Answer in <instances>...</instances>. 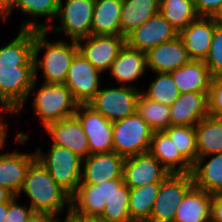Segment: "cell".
I'll list each match as a JSON object with an SVG mask.
<instances>
[{"instance_id": "cell-14", "label": "cell", "mask_w": 222, "mask_h": 222, "mask_svg": "<svg viewBox=\"0 0 222 222\" xmlns=\"http://www.w3.org/2000/svg\"><path fill=\"white\" fill-rule=\"evenodd\" d=\"M169 174L149 152L126 157L124 161L123 179L129 188L161 183Z\"/></svg>"}, {"instance_id": "cell-7", "label": "cell", "mask_w": 222, "mask_h": 222, "mask_svg": "<svg viewBox=\"0 0 222 222\" xmlns=\"http://www.w3.org/2000/svg\"><path fill=\"white\" fill-rule=\"evenodd\" d=\"M62 3L63 0H59L60 26L51 25L48 30L63 31L73 41L90 36L95 0H65Z\"/></svg>"}, {"instance_id": "cell-29", "label": "cell", "mask_w": 222, "mask_h": 222, "mask_svg": "<svg viewBox=\"0 0 222 222\" xmlns=\"http://www.w3.org/2000/svg\"><path fill=\"white\" fill-rule=\"evenodd\" d=\"M19 9L25 15H29L34 20H26L20 25V29L27 30H46L50 27L51 23L57 18L59 10V0H15L14 9ZM47 17L43 23L37 22L38 17Z\"/></svg>"}, {"instance_id": "cell-46", "label": "cell", "mask_w": 222, "mask_h": 222, "mask_svg": "<svg viewBox=\"0 0 222 222\" xmlns=\"http://www.w3.org/2000/svg\"><path fill=\"white\" fill-rule=\"evenodd\" d=\"M26 222H57V217L46 213L34 212Z\"/></svg>"}, {"instance_id": "cell-48", "label": "cell", "mask_w": 222, "mask_h": 222, "mask_svg": "<svg viewBox=\"0 0 222 222\" xmlns=\"http://www.w3.org/2000/svg\"><path fill=\"white\" fill-rule=\"evenodd\" d=\"M13 196L10 191L0 186V203L8 202Z\"/></svg>"}, {"instance_id": "cell-45", "label": "cell", "mask_w": 222, "mask_h": 222, "mask_svg": "<svg viewBox=\"0 0 222 222\" xmlns=\"http://www.w3.org/2000/svg\"><path fill=\"white\" fill-rule=\"evenodd\" d=\"M15 0H0V16L3 19L2 22H6L12 11L14 10Z\"/></svg>"}, {"instance_id": "cell-16", "label": "cell", "mask_w": 222, "mask_h": 222, "mask_svg": "<svg viewBox=\"0 0 222 222\" xmlns=\"http://www.w3.org/2000/svg\"><path fill=\"white\" fill-rule=\"evenodd\" d=\"M45 130L52 137V144L70 149L82 160L90 155L86 133L75 115L50 123Z\"/></svg>"}, {"instance_id": "cell-28", "label": "cell", "mask_w": 222, "mask_h": 222, "mask_svg": "<svg viewBox=\"0 0 222 222\" xmlns=\"http://www.w3.org/2000/svg\"><path fill=\"white\" fill-rule=\"evenodd\" d=\"M160 12V0H122L120 29L127 36L152 16Z\"/></svg>"}, {"instance_id": "cell-34", "label": "cell", "mask_w": 222, "mask_h": 222, "mask_svg": "<svg viewBox=\"0 0 222 222\" xmlns=\"http://www.w3.org/2000/svg\"><path fill=\"white\" fill-rule=\"evenodd\" d=\"M136 112L153 131H164L171 125L170 106L157 103L142 92L137 99Z\"/></svg>"}, {"instance_id": "cell-27", "label": "cell", "mask_w": 222, "mask_h": 222, "mask_svg": "<svg viewBox=\"0 0 222 222\" xmlns=\"http://www.w3.org/2000/svg\"><path fill=\"white\" fill-rule=\"evenodd\" d=\"M122 0H95L91 35H121Z\"/></svg>"}, {"instance_id": "cell-49", "label": "cell", "mask_w": 222, "mask_h": 222, "mask_svg": "<svg viewBox=\"0 0 222 222\" xmlns=\"http://www.w3.org/2000/svg\"><path fill=\"white\" fill-rule=\"evenodd\" d=\"M8 212V202L0 203V222H3Z\"/></svg>"}, {"instance_id": "cell-8", "label": "cell", "mask_w": 222, "mask_h": 222, "mask_svg": "<svg viewBox=\"0 0 222 222\" xmlns=\"http://www.w3.org/2000/svg\"><path fill=\"white\" fill-rule=\"evenodd\" d=\"M194 186L191 173L169 174L160 185L148 222H174L177 206Z\"/></svg>"}, {"instance_id": "cell-19", "label": "cell", "mask_w": 222, "mask_h": 222, "mask_svg": "<svg viewBox=\"0 0 222 222\" xmlns=\"http://www.w3.org/2000/svg\"><path fill=\"white\" fill-rule=\"evenodd\" d=\"M35 160V152L27 154L14 149L12 153L0 154V186L19 197L27 171Z\"/></svg>"}, {"instance_id": "cell-5", "label": "cell", "mask_w": 222, "mask_h": 222, "mask_svg": "<svg viewBox=\"0 0 222 222\" xmlns=\"http://www.w3.org/2000/svg\"><path fill=\"white\" fill-rule=\"evenodd\" d=\"M153 132L137 112L113 122V151L125 158L149 152Z\"/></svg>"}, {"instance_id": "cell-4", "label": "cell", "mask_w": 222, "mask_h": 222, "mask_svg": "<svg viewBox=\"0 0 222 222\" xmlns=\"http://www.w3.org/2000/svg\"><path fill=\"white\" fill-rule=\"evenodd\" d=\"M36 159L48 170L55 182L72 196L80 184L82 159L68 148L52 144L48 153L39 147Z\"/></svg>"}, {"instance_id": "cell-13", "label": "cell", "mask_w": 222, "mask_h": 222, "mask_svg": "<svg viewBox=\"0 0 222 222\" xmlns=\"http://www.w3.org/2000/svg\"><path fill=\"white\" fill-rule=\"evenodd\" d=\"M179 32L159 12L126 36V43L139 51L147 53L161 43L171 41Z\"/></svg>"}, {"instance_id": "cell-12", "label": "cell", "mask_w": 222, "mask_h": 222, "mask_svg": "<svg viewBox=\"0 0 222 222\" xmlns=\"http://www.w3.org/2000/svg\"><path fill=\"white\" fill-rule=\"evenodd\" d=\"M74 115L86 133L90 154L113 151V123L89 104H79Z\"/></svg>"}, {"instance_id": "cell-30", "label": "cell", "mask_w": 222, "mask_h": 222, "mask_svg": "<svg viewBox=\"0 0 222 222\" xmlns=\"http://www.w3.org/2000/svg\"><path fill=\"white\" fill-rule=\"evenodd\" d=\"M102 183H80L71 196V211L85 217H99L104 208Z\"/></svg>"}, {"instance_id": "cell-2", "label": "cell", "mask_w": 222, "mask_h": 222, "mask_svg": "<svg viewBox=\"0 0 222 222\" xmlns=\"http://www.w3.org/2000/svg\"><path fill=\"white\" fill-rule=\"evenodd\" d=\"M46 30H34L33 61L35 76L38 70L43 71L45 83H64L71 62L78 53L76 41H48ZM45 50L40 59L39 54Z\"/></svg>"}, {"instance_id": "cell-24", "label": "cell", "mask_w": 222, "mask_h": 222, "mask_svg": "<svg viewBox=\"0 0 222 222\" xmlns=\"http://www.w3.org/2000/svg\"><path fill=\"white\" fill-rule=\"evenodd\" d=\"M212 194L193 186L177 206L174 222H210Z\"/></svg>"}, {"instance_id": "cell-17", "label": "cell", "mask_w": 222, "mask_h": 222, "mask_svg": "<svg viewBox=\"0 0 222 222\" xmlns=\"http://www.w3.org/2000/svg\"><path fill=\"white\" fill-rule=\"evenodd\" d=\"M209 92L180 93L170 106L171 125L195 126L208 116Z\"/></svg>"}, {"instance_id": "cell-26", "label": "cell", "mask_w": 222, "mask_h": 222, "mask_svg": "<svg viewBox=\"0 0 222 222\" xmlns=\"http://www.w3.org/2000/svg\"><path fill=\"white\" fill-rule=\"evenodd\" d=\"M34 30L19 29L17 36L0 47V65L34 66Z\"/></svg>"}, {"instance_id": "cell-36", "label": "cell", "mask_w": 222, "mask_h": 222, "mask_svg": "<svg viewBox=\"0 0 222 222\" xmlns=\"http://www.w3.org/2000/svg\"><path fill=\"white\" fill-rule=\"evenodd\" d=\"M164 132L171 138L182 156L193 165L198 158L195 127L170 125Z\"/></svg>"}, {"instance_id": "cell-18", "label": "cell", "mask_w": 222, "mask_h": 222, "mask_svg": "<svg viewBox=\"0 0 222 222\" xmlns=\"http://www.w3.org/2000/svg\"><path fill=\"white\" fill-rule=\"evenodd\" d=\"M147 68L156 72H170L189 63V57L183 41L179 36L161 43L146 53Z\"/></svg>"}, {"instance_id": "cell-41", "label": "cell", "mask_w": 222, "mask_h": 222, "mask_svg": "<svg viewBox=\"0 0 222 222\" xmlns=\"http://www.w3.org/2000/svg\"><path fill=\"white\" fill-rule=\"evenodd\" d=\"M193 1L196 12L199 17H212L222 3V0H193Z\"/></svg>"}, {"instance_id": "cell-47", "label": "cell", "mask_w": 222, "mask_h": 222, "mask_svg": "<svg viewBox=\"0 0 222 222\" xmlns=\"http://www.w3.org/2000/svg\"><path fill=\"white\" fill-rule=\"evenodd\" d=\"M67 215L74 221V222H100L98 217H85L79 214L73 213L71 210Z\"/></svg>"}, {"instance_id": "cell-15", "label": "cell", "mask_w": 222, "mask_h": 222, "mask_svg": "<svg viewBox=\"0 0 222 222\" xmlns=\"http://www.w3.org/2000/svg\"><path fill=\"white\" fill-rule=\"evenodd\" d=\"M125 157L114 151L90 154L82 160L80 183L101 184L123 178Z\"/></svg>"}, {"instance_id": "cell-38", "label": "cell", "mask_w": 222, "mask_h": 222, "mask_svg": "<svg viewBox=\"0 0 222 222\" xmlns=\"http://www.w3.org/2000/svg\"><path fill=\"white\" fill-rule=\"evenodd\" d=\"M211 75L222 76V25H216L212 36L211 45L204 59Z\"/></svg>"}, {"instance_id": "cell-23", "label": "cell", "mask_w": 222, "mask_h": 222, "mask_svg": "<svg viewBox=\"0 0 222 222\" xmlns=\"http://www.w3.org/2000/svg\"><path fill=\"white\" fill-rule=\"evenodd\" d=\"M180 93L209 92L213 76L204 60H191L169 72Z\"/></svg>"}, {"instance_id": "cell-22", "label": "cell", "mask_w": 222, "mask_h": 222, "mask_svg": "<svg viewBox=\"0 0 222 222\" xmlns=\"http://www.w3.org/2000/svg\"><path fill=\"white\" fill-rule=\"evenodd\" d=\"M147 70L146 53L130 47H122L110 68V75L122 86L138 80Z\"/></svg>"}, {"instance_id": "cell-35", "label": "cell", "mask_w": 222, "mask_h": 222, "mask_svg": "<svg viewBox=\"0 0 222 222\" xmlns=\"http://www.w3.org/2000/svg\"><path fill=\"white\" fill-rule=\"evenodd\" d=\"M130 188L123 184L105 200V208L98 217L106 222H132L129 214Z\"/></svg>"}, {"instance_id": "cell-39", "label": "cell", "mask_w": 222, "mask_h": 222, "mask_svg": "<svg viewBox=\"0 0 222 222\" xmlns=\"http://www.w3.org/2000/svg\"><path fill=\"white\" fill-rule=\"evenodd\" d=\"M209 116L222 118V76H214L208 94Z\"/></svg>"}, {"instance_id": "cell-32", "label": "cell", "mask_w": 222, "mask_h": 222, "mask_svg": "<svg viewBox=\"0 0 222 222\" xmlns=\"http://www.w3.org/2000/svg\"><path fill=\"white\" fill-rule=\"evenodd\" d=\"M161 183L130 188L129 214L132 222H148L159 193Z\"/></svg>"}, {"instance_id": "cell-10", "label": "cell", "mask_w": 222, "mask_h": 222, "mask_svg": "<svg viewBox=\"0 0 222 222\" xmlns=\"http://www.w3.org/2000/svg\"><path fill=\"white\" fill-rule=\"evenodd\" d=\"M85 41V42H84ZM78 52L99 72H107L126 44V37L121 35H90L76 41Z\"/></svg>"}, {"instance_id": "cell-50", "label": "cell", "mask_w": 222, "mask_h": 222, "mask_svg": "<svg viewBox=\"0 0 222 222\" xmlns=\"http://www.w3.org/2000/svg\"><path fill=\"white\" fill-rule=\"evenodd\" d=\"M212 18L218 25H222V3L217 9L216 13L212 16Z\"/></svg>"}, {"instance_id": "cell-31", "label": "cell", "mask_w": 222, "mask_h": 222, "mask_svg": "<svg viewBox=\"0 0 222 222\" xmlns=\"http://www.w3.org/2000/svg\"><path fill=\"white\" fill-rule=\"evenodd\" d=\"M194 127L198 157L222 152V118L208 115Z\"/></svg>"}, {"instance_id": "cell-40", "label": "cell", "mask_w": 222, "mask_h": 222, "mask_svg": "<svg viewBox=\"0 0 222 222\" xmlns=\"http://www.w3.org/2000/svg\"><path fill=\"white\" fill-rule=\"evenodd\" d=\"M17 198L18 196H13L8 201V212L3 222H26L34 213L30 206L19 205Z\"/></svg>"}, {"instance_id": "cell-11", "label": "cell", "mask_w": 222, "mask_h": 222, "mask_svg": "<svg viewBox=\"0 0 222 222\" xmlns=\"http://www.w3.org/2000/svg\"><path fill=\"white\" fill-rule=\"evenodd\" d=\"M99 72L79 52L73 58L64 84L79 104H88L101 87Z\"/></svg>"}, {"instance_id": "cell-25", "label": "cell", "mask_w": 222, "mask_h": 222, "mask_svg": "<svg viewBox=\"0 0 222 222\" xmlns=\"http://www.w3.org/2000/svg\"><path fill=\"white\" fill-rule=\"evenodd\" d=\"M211 157L208 162L207 157ZM194 186L210 194L222 192V152L198 157L191 172Z\"/></svg>"}, {"instance_id": "cell-51", "label": "cell", "mask_w": 222, "mask_h": 222, "mask_svg": "<svg viewBox=\"0 0 222 222\" xmlns=\"http://www.w3.org/2000/svg\"><path fill=\"white\" fill-rule=\"evenodd\" d=\"M59 217H57V222H74L68 215L65 217L64 221H61Z\"/></svg>"}, {"instance_id": "cell-9", "label": "cell", "mask_w": 222, "mask_h": 222, "mask_svg": "<svg viewBox=\"0 0 222 222\" xmlns=\"http://www.w3.org/2000/svg\"><path fill=\"white\" fill-rule=\"evenodd\" d=\"M34 80V66L0 65V104L11 107L17 116L20 115Z\"/></svg>"}, {"instance_id": "cell-20", "label": "cell", "mask_w": 222, "mask_h": 222, "mask_svg": "<svg viewBox=\"0 0 222 222\" xmlns=\"http://www.w3.org/2000/svg\"><path fill=\"white\" fill-rule=\"evenodd\" d=\"M216 25L212 17H198L179 32L178 36L192 60H204L207 57Z\"/></svg>"}, {"instance_id": "cell-6", "label": "cell", "mask_w": 222, "mask_h": 222, "mask_svg": "<svg viewBox=\"0 0 222 222\" xmlns=\"http://www.w3.org/2000/svg\"><path fill=\"white\" fill-rule=\"evenodd\" d=\"M140 93L141 90L130 85L100 88L88 104L113 123L136 113Z\"/></svg>"}, {"instance_id": "cell-21", "label": "cell", "mask_w": 222, "mask_h": 222, "mask_svg": "<svg viewBox=\"0 0 222 222\" xmlns=\"http://www.w3.org/2000/svg\"><path fill=\"white\" fill-rule=\"evenodd\" d=\"M149 153L170 174H187L192 172V165L176 149L173 141L164 131L153 132Z\"/></svg>"}, {"instance_id": "cell-3", "label": "cell", "mask_w": 222, "mask_h": 222, "mask_svg": "<svg viewBox=\"0 0 222 222\" xmlns=\"http://www.w3.org/2000/svg\"><path fill=\"white\" fill-rule=\"evenodd\" d=\"M37 79L29 91L35 94L33 103L35 115L41 119L46 128L50 123L74 116L79 103L74 99L71 90L64 83H45L36 89Z\"/></svg>"}, {"instance_id": "cell-37", "label": "cell", "mask_w": 222, "mask_h": 222, "mask_svg": "<svg viewBox=\"0 0 222 222\" xmlns=\"http://www.w3.org/2000/svg\"><path fill=\"white\" fill-rule=\"evenodd\" d=\"M140 90L147 98L167 106H171L180 95L169 72H156V78L149 85L147 92L144 88Z\"/></svg>"}, {"instance_id": "cell-42", "label": "cell", "mask_w": 222, "mask_h": 222, "mask_svg": "<svg viewBox=\"0 0 222 222\" xmlns=\"http://www.w3.org/2000/svg\"><path fill=\"white\" fill-rule=\"evenodd\" d=\"M210 221L222 222V192L212 194Z\"/></svg>"}, {"instance_id": "cell-1", "label": "cell", "mask_w": 222, "mask_h": 222, "mask_svg": "<svg viewBox=\"0 0 222 222\" xmlns=\"http://www.w3.org/2000/svg\"><path fill=\"white\" fill-rule=\"evenodd\" d=\"M29 197L34 212L59 217L64 206L71 210V196L50 176L48 170L36 159L29 167L19 195ZM59 215V216H58Z\"/></svg>"}, {"instance_id": "cell-44", "label": "cell", "mask_w": 222, "mask_h": 222, "mask_svg": "<svg viewBox=\"0 0 222 222\" xmlns=\"http://www.w3.org/2000/svg\"><path fill=\"white\" fill-rule=\"evenodd\" d=\"M124 184L123 178L112 179L102 183L103 203Z\"/></svg>"}, {"instance_id": "cell-43", "label": "cell", "mask_w": 222, "mask_h": 222, "mask_svg": "<svg viewBox=\"0 0 222 222\" xmlns=\"http://www.w3.org/2000/svg\"><path fill=\"white\" fill-rule=\"evenodd\" d=\"M1 108H0V150L1 149H5L6 147V137H7V131H8V124L7 122L5 123L4 120L2 119V115L1 112H5V114H9V116L12 114H17V112L12 109L11 107L4 105V104H0ZM3 120V121H2Z\"/></svg>"}, {"instance_id": "cell-33", "label": "cell", "mask_w": 222, "mask_h": 222, "mask_svg": "<svg viewBox=\"0 0 222 222\" xmlns=\"http://www.w3.org/2000/svg\"><path fill=\"white\" fill-rule=\"evenodd\" d=\"M160 13L178 32L199 17L193 0H160Z\"/></svg>"}]
</instances>
